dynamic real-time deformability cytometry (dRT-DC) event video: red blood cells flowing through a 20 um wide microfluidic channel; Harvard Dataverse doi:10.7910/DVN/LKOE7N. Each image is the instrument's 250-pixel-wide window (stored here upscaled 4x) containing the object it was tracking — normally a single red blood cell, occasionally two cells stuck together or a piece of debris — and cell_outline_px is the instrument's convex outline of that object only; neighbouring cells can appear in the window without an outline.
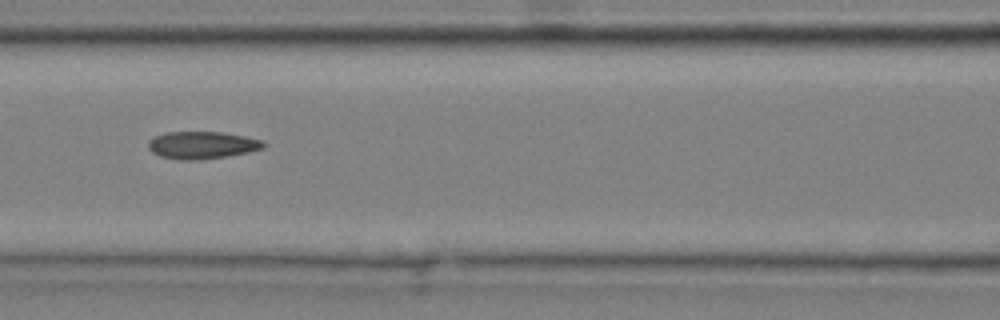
{"species": "common noctule bat (a hibernating species)", "species_latin": "Nyctalus noctula", "temperature_condition": "cold", "stored_images_in_passage": 10, "camera_frame_rate_fps": 3000, "um_per_image_px": 0.085, "animal": {"sex": "male", "body_mass_g": 20.4}, "frame": {"image": 1, "passage_image": 6, "time_ms": 1.667, "image_size_px": [1000, 320], "cell_outline_px": [[268, 144], [264, 148], [248, 152], [228, 156], [200, 160], [180, 160], [160, 156], [152, 152], [148, 148], [148, 140], [164, 132], [220, 132], [244, 136], [264, 140]], "centroid_in_image_um": [17.19, 12.34], "position_along_channel_um": 149.4, "area_um2": 18.55}}
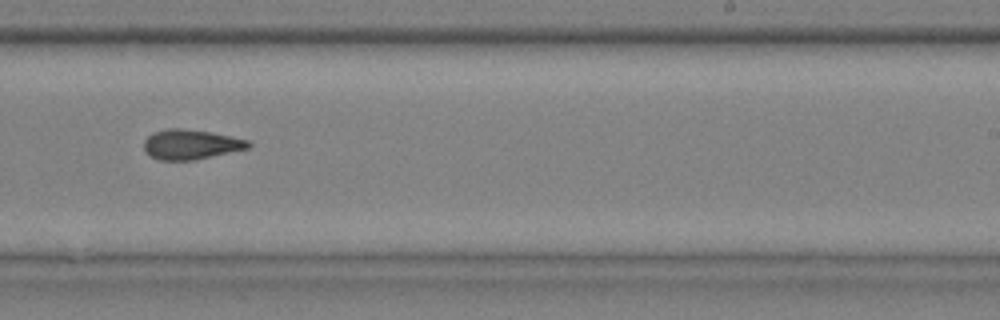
{"frame": {"image": 2, "passage_image": 9, "time_ms": 2.667, "image_size_px": [1000, 320], "cell_outline_px": [[252, 144], [248, 148], [196, 160], [160, 160], [152, 156], [144, 148], [144, 140], [152, 132], [168, 128], [180, 128], [212, 132], [232, 136], [248, 140]], "centroid_in_image_um": [16.24, 12.26], "position_along_channel_um": 272.8, "area_um2": 18.15}}
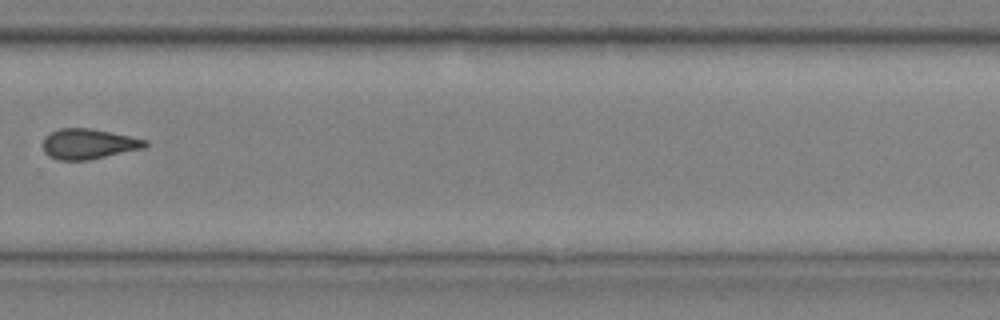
{"frame": {"image": 3, "passage_image": 10, "time_ms": 3.0, "image_size_px": [1000, 320], "cell_outline_px": [[148, 144], [144, 148], [88, 160], [60, 160], [48, 156], [44, 152], [44, 136], [60, 128], [88, 128], [148, 140]], "centroid_in_image_um": [7.51, 12.24], "position_along_channel_um": 322.3, "area_um2": 17.8}}